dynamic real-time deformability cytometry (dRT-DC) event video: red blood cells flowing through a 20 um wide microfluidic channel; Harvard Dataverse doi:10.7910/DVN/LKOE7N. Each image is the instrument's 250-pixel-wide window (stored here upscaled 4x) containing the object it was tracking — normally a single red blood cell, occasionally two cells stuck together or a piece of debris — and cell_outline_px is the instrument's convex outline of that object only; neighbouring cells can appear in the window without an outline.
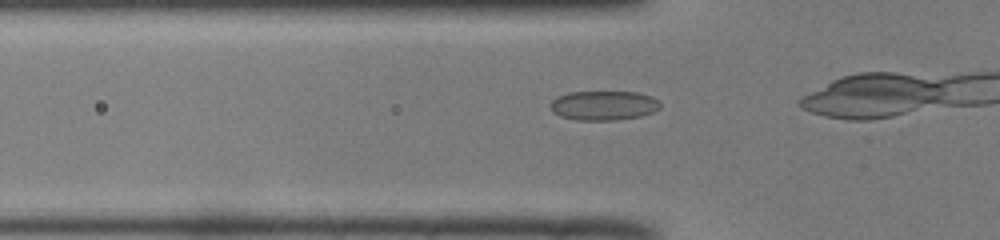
{"species": "common noctule bat (a hibernating species)", "species_latin": "Nyctalus noctula", "temperature_condition": "room temperature", "stored_images_in_passage": 13, "camera_frame_rate_fps": 3000, "um_per_image_px": 0.085, "animal": {"sex": "male", "body_mass_g": 19.0, "forearm_length_mm": 50.8}, "frame": {"image": 1, "passage_image": 4, "time_ms": 1.0, "image_size_px": [1000, 240], "cell_outline_px": [[660, 108], [652, 112], [640, 116], [616, 120], [576, 120], [560, 116], [552, 112], [548, 104], [556, 96], [568, 92], [636, 92], [652, 96], [660, 104]], "centroid_in_image_um": [51.25, 8.96], "position_along_channel_um": 74.5, "area_um2": 18.96}}
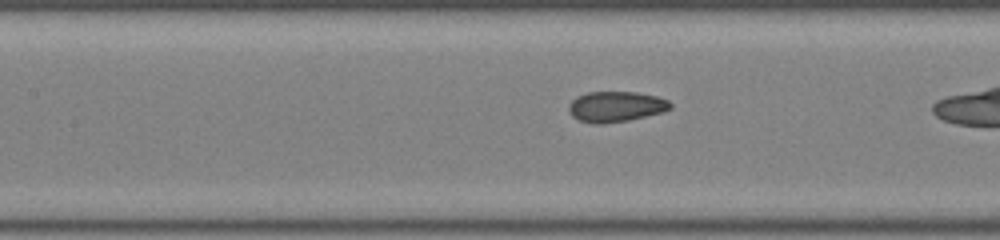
{"frame": {"image": 2, "passage_image": 10, "time_ms": 3.0, "image_size_px": [1000, 240], "cell_outline_px": [[672, 108], [664, 112], [628, 120], [600, 124], [596, 124], [580, 120], [572, 116], [568, 112], [568, 104], [576, 96], [588, 92], [636, 92], [656, 96], [668, 100], [672, 104]], "centroid_in_image_um": [52.34, 9.06], "position_along_channel_um": 155.1, "area_um2": 18.15}}